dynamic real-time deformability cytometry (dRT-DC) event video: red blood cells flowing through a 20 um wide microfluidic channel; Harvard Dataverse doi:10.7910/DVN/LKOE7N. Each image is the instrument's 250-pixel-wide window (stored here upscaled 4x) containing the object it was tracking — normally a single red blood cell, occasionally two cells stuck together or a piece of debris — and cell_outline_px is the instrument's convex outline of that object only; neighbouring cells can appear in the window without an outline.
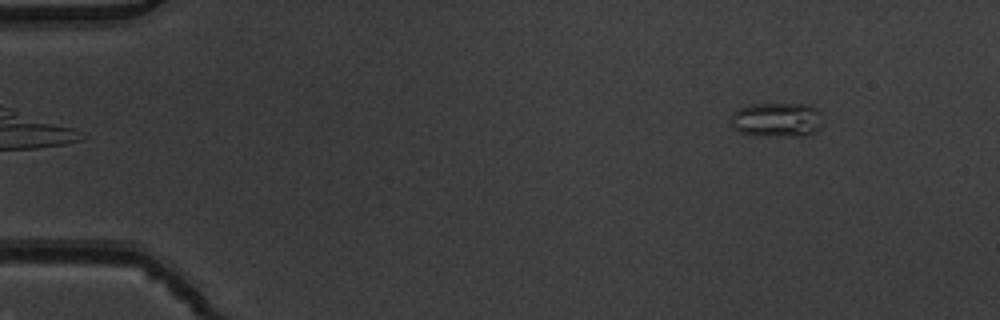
{"species": "common noctule bat (a hibernating species)", "species_latin": "Nyctalus noctula", "temperature_condition": "warm", "stored_images_in_passage": 50, "camera_frame_rate_fps": 3000, "um_per_image_px": 0.085, "animal": {"sex": "male", "body_mass_g": 19.5, "forearm_length_mm": 54.6}, "frame": {"image": 1, "passage_image": 4, "time_ms": 1.0, "image_size_px": [1000, 320], "cell_outline_px": [[824, 116], [820, 128], [816, 132], [804, 136], [752, 136], [740, 132], [732, 128], [728, 120], [732, 112], [740, 108], [752, 104], [808, 104], [816, 108]], "centroid_in_image_um": [66.02, 10.19], "position_along_channel_um": 19.0, "area_um2": 19.13}}
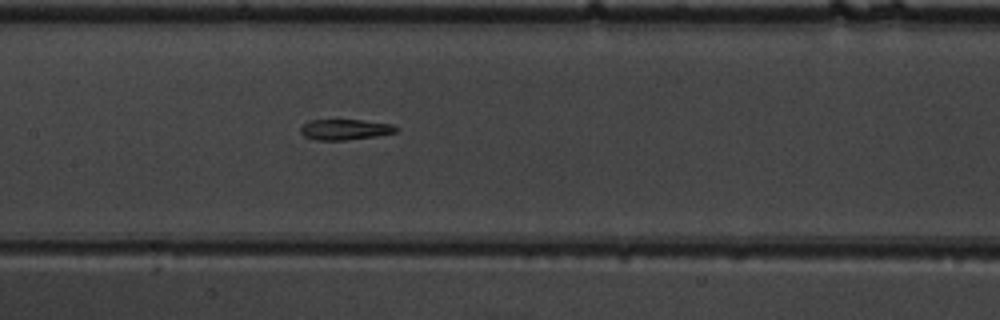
{"frame": {"image": 2, "passage_image": 24, "time_ms": 7.667, "image_size_px": [1000, 320], "cell_outline_px": [[400, 128], [396, 132], [376, 136], [344, 140], [316, 140], [304, 136], [300, 132], [300, 128], [308, 120], [360, 120], [392, 124]], "centroid_in_image_um": [29.33, 11.01], "position_along_channel_um": 178.1, "area_um2": 11.44}}
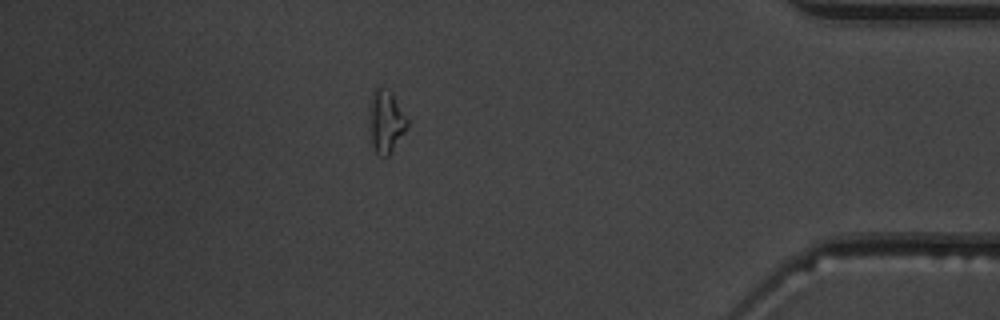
{"frame": {"image": 3, "passage_image": 44, "time_ms": 14.333, "image_size_px": [1000, 320], "cell_outline_px": [[408, 124], [404, 132], [388, 156], [380, 156], [376, 152], [372, 144], [368, 128], [368, 104], [372, 92], [376, 84], [380, 84], [392, 92], [408, 120]], "centroid_in_image_um": [32.74, 10.24], "position_along_channel_um": 402.5, "area_um2": 14.33}, "authors_computed_cell_mechanics": {"area_um2": 12.6004, "velocity_mm_per_s": 3.9161, "shape_relaxation_time_tau1_ms": 9.2538, "shape_relaxation_time_tau2_ms": 5.4758, "deformation_change_tau1": 0.1877, "deformation_change_tau2": 0.1627}}